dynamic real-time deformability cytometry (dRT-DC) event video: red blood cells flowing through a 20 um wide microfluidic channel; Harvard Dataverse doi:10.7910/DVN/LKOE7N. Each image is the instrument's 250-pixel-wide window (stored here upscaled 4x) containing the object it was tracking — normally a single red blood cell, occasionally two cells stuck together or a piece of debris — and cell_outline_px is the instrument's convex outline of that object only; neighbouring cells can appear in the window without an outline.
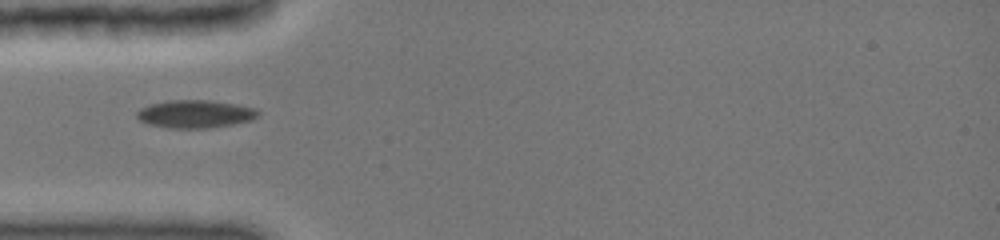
{"species": "common noctule bat (a hibernating species)", "species_latin": "Nyctalus noctula", "temperature_condition": "cold", "stored_images_in_passage": 3, "camera_frame_rate_fps": 3000, "um_per_image_px": 0.085, "animal": {"sex": "female", "body_mass_g": 19.0, "forearm_length_mm": 51.5}, "frame": {"image": 1, "passage_image": 1, "time_ms": 0.0, "image_size_px": [1000, 240], "cell_outline_px": [[260, 112], [252, 120], [232, 124], [208, 128], [172, 128], [148, 124], [140, 120], [136, 116], [136, 112], [140, 108], [152, 104], [172, 100], [208, 100], [232, 104], [252, 108]], "centroid_in_image_um": [16.55, 9.69], "position_along_channel_um": 68.4, "area_um2": 19.31}}